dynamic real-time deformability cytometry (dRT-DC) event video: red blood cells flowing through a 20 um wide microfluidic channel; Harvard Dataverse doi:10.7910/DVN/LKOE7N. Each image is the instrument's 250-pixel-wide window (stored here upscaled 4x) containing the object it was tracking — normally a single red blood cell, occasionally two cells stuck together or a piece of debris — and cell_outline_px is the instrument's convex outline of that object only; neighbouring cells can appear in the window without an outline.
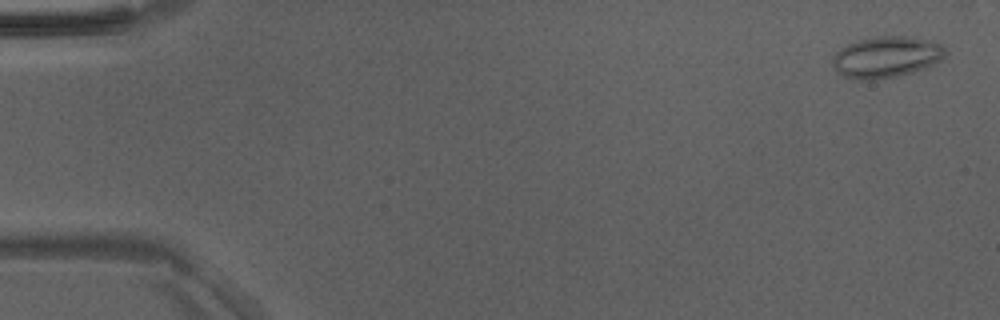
{"species": "Egyptian fruit bat (a non-hibernating species)", "species_latin": "Rousettus aegyptiacus", "temperature_condition": "room temperature", "stored_images_in_passage": 49, "camera_frame_rate_fps": 3000, "um_per_image_px": 0.085, "animal": {"sex": "male"}, "frame": {"image": 1, "passage_image": 2, "time_ms": 0.333, "image_size_px": [1000, 320], "cell_outline_px": [[948, 52], [940, 60], [928, 68], [896, 76], [876, 80], [860, 80], [844, 76], [832, 64], [832, 56], [840, 48], [856, 40], [880, 36], [908, 36], [932, 40], [940, 44]], "centroid_in_image_um": [75.36, 4.84], "position_along_channel_um": 9.6, "area_um2": 27.28}}
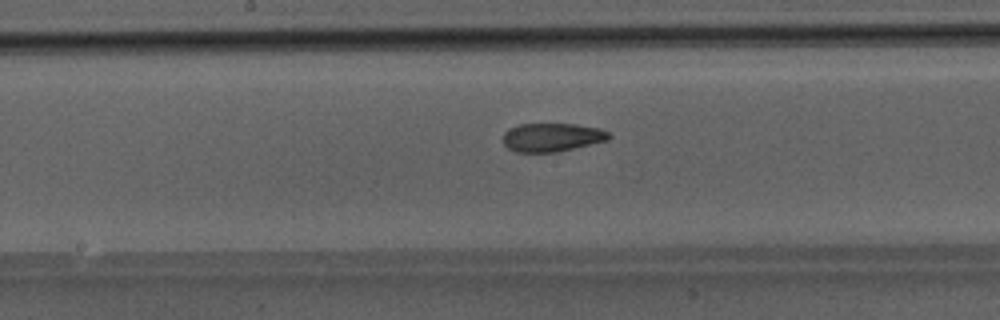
{"frame": {"image": 2, "passage_image": 26, "time_ms": 8.333, "image_size_px": [1000, 320], "cell_outline_px": [[612, 136], [608, 140], [556, 152], [516, 152], [508, 148], [504, 144], [504, 132], [508, 128], [520, 124], [576, 124], [600, 128], [608, 132]], "centroid_in_image_um": [46.92, 11.66], "position_along_channel_um": 201.3, "area_um2": 17.57}}
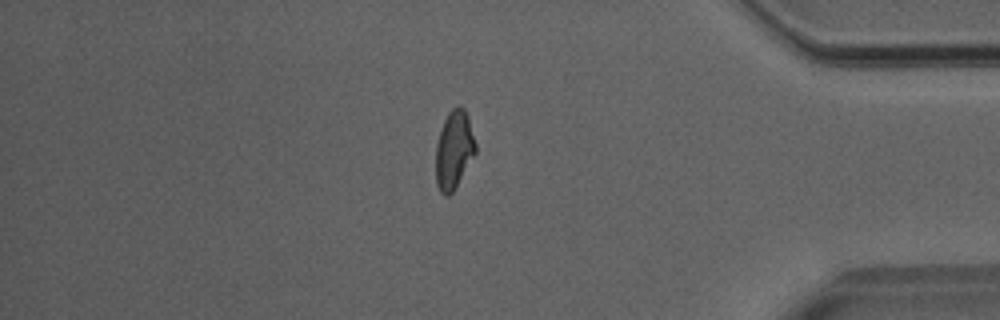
{"frame": {"image": 3, "passage_image": 42, "time_ms": 13.667, "image_size_px": [1000, 320], "cell_outline_px": [[476, 152], [452, 192], [448, 196], [444, 196], [440, 192], [436, 184], [436, 144], [444, 120], [448, 112], [456, 104], [460, 104], [464, 108], [468, 116], [476, 144]], "centroid_in_image_um": [38.58, 12.7], "position_along_channel_um": 396.6, "area_um2": 18.09}}